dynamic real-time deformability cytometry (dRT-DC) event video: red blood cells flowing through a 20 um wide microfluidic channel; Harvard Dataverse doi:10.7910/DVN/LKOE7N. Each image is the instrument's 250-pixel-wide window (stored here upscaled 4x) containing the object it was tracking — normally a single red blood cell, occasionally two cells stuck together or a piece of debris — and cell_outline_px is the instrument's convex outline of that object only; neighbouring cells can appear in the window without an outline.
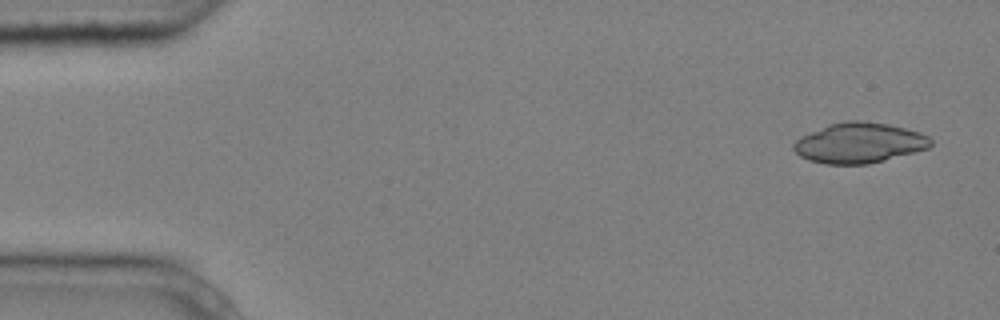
{"species": "common noctule bat (a hibernating species)", "species_latin": "Nyctalus noctula", "temperature_condition": "cold", "stored_images_in_passage": 4, "camera_frame_rate_fps": 3000, "um_per_image_px": 0.085, "animal": {"sex": "male", "body_mass_g": 20.4}, "frame": {"image": 1, "passage_image": 1, "time_ms": 0.0, "image_size_px": [1000, 320], "cell_outline_px": [[932, 144], [928, 148], [884, 160], [868, 164], [824, 164], [808, 160], [800, 156], [792, 148], [792, 144], [800, 136], [828, 124], [848, 120], [860, 120], [888, 124], [920, 132], [928, 136], [932, 140]], "centroid_in_image_um": [73.0, 12.14], "position_along_channel_um": 12.0, "area_um2": 32.25}}